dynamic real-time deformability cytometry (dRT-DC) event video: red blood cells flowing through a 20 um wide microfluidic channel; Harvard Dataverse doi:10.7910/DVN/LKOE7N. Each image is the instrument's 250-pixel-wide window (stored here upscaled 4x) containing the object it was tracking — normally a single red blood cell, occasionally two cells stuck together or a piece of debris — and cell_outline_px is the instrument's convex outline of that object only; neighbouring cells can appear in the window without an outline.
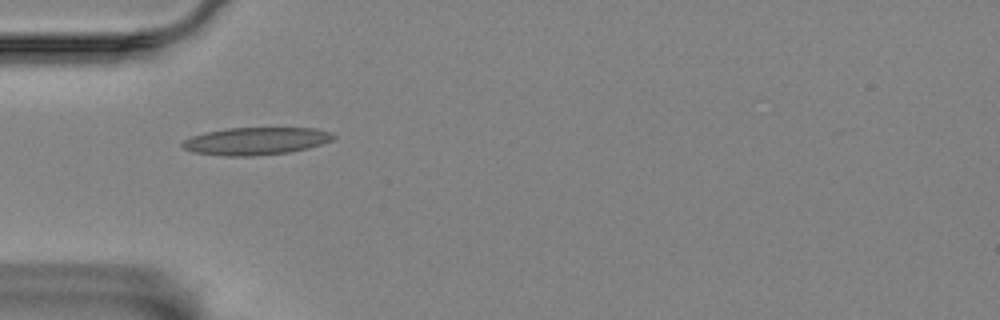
{"species": "Egyptian fruit bat (a non-hibernating species)", "species_latin": "Rousettus aegyptiacus", "temperature_condition": "room temperature", "stored_images_in_passage": 25, "camera_frame_rate_fps": 3000, "um_per_image_px": 0.085, "animal": {"sex": "female"}, "frame": {"image": 1, "passage_image": 1, "time_ms": 0.0, "image_size_px": [1000, 320], "cell_outline_px": [[336, 136], [332, 140], [308, 148], [288, 152], [252, 156], [224, 156], [192, 152], [184, 148], [180, 144], [184, 140], [192, 136], [204, 132], [228, 128], [316, 128], [332, 132]], "centroid_in_image_um": [21.74, 11.99], "position_along_channel_um": 63.3, "area_um2": 24.22}}
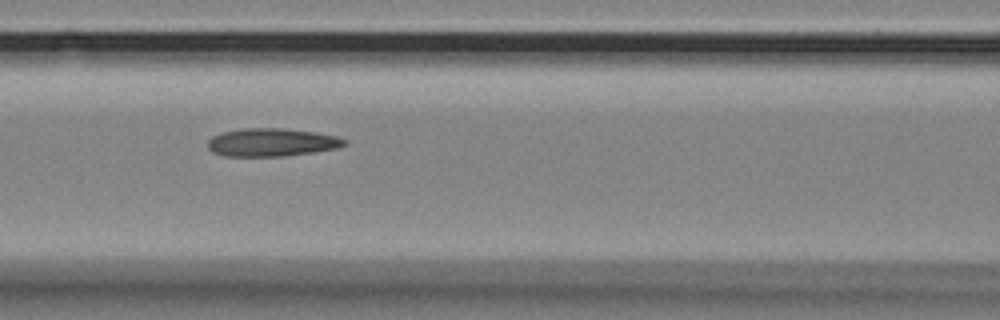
{"frame": {"image": 2, "passage_image": 8, "time_ms": 2.333, "image_size_px": [1000, 320], "cell_outline_px": [[348, 144], [340, 148], [284, 156], [224, 156], [212, 152], [208, 148], [208, 140], [212, 136], [220, 132], [244, 128], [284, 128], [312, 132], [336, 136], [348, 140]], "centroid_in_image_um": [23.09, 12.1], "position_along_channel_um": 143.5, "area_um2": 22.48}}
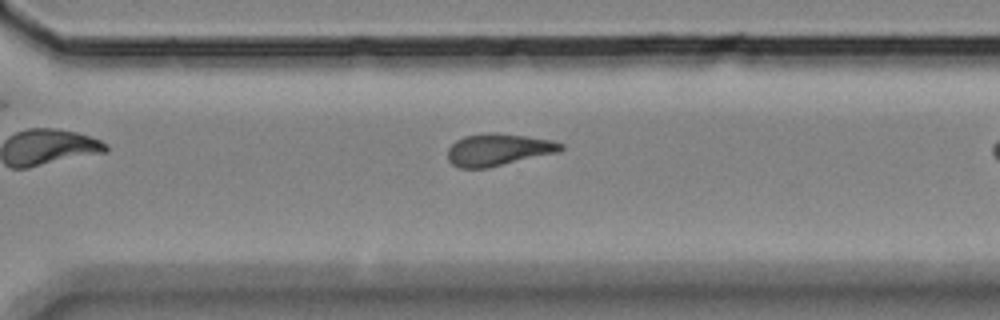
{"frame": {"image": 3, "passage_image": 20, "time_ms": 6.333, "image_size_px": [1000, 320], "cell_outline_px": [[564, 148], [560, 152], [488, 168], [460, 168], [452, 164], [448, 160], [448, 148], [456, 140], [464, 136], [488, 132], [496, 132], [552, 140], [564, 144]], "centroid_in_image_um": [42.36, 12.72], "position_along_channel_um": 328.2, "area_um2": 21.33}}